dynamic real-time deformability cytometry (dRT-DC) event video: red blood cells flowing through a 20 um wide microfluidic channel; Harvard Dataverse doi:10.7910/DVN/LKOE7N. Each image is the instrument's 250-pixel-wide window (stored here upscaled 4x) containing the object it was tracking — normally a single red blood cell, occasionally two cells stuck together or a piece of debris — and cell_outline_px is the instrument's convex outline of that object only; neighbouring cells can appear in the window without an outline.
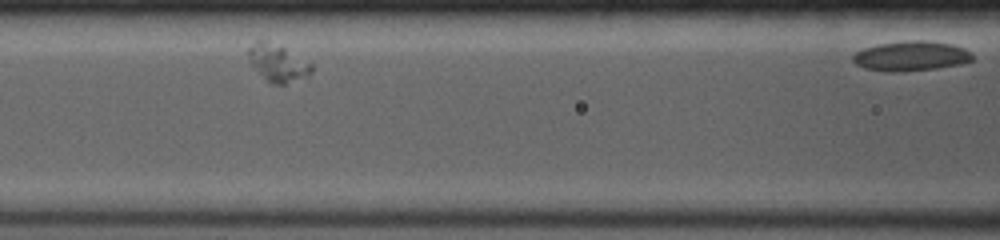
{"species": "common noctule bat (a hibernating species)", "species_latin": "Nyctalus noctula", "temperature_condition": "room temperature", "stored_images_in_passage": 9, "segment_of_instrument_passage": [2, 2], "camera_frame_rate_fps": 4000, "um_per_image_px": 0.085, "animal": {"sex": "female", "body_mass_g": 19.0, "forearm_length_mm": 53.3}, "frame": {"image": 1, "passage_image": 9, "time_ms": 2.0, "image_size_px": [1000, 240], "cell_outline_px": [[972, 60], [960, 64], [936, 68], [892, 72], [888, 72], [864, 68], [856, 64], [852, 60], [852, 56], [856, 52], [864, 48], [880, 44], [908, 40], [928, 40], [952, 44], [964, 48], [972, 56]], "centroid_in_image_um": [77.41, 4.75], "position_along_channel_um": 89.2, "area_um2": 20.58}}